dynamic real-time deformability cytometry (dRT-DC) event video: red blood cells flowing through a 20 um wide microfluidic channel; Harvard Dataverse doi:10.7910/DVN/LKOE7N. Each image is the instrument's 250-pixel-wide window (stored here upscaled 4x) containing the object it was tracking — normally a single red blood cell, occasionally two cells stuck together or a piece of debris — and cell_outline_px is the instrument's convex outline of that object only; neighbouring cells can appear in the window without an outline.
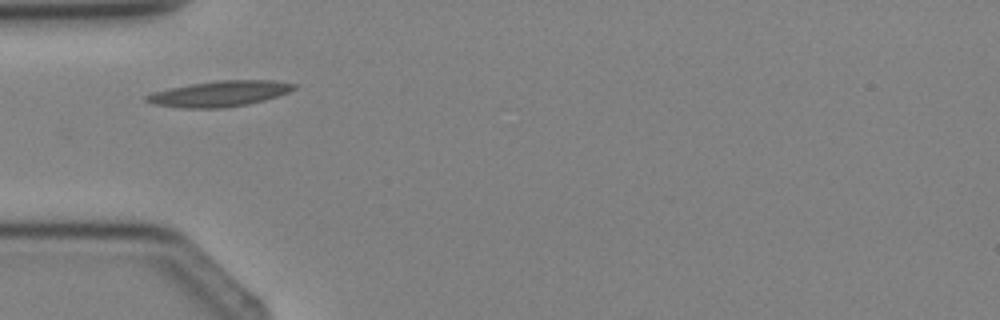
{"species": "Egyptian fruit bat (a non-hibernating species)", "species_latin": "Rousettus aegyptiacus", "temperature_condition": "cold", "stored_images_in_passage": 4, "camera_frame_rate_fps": 3000, "um_per_image_px": 0.085, "animal": {"sex": "female"}, "frame": {"image": 1, "passage_image": 3, "time_ms": 3.333, "image_size_px": [1000, 320], "cell_outline_px": [[296, 88], [288, 92], [264, 100], [248, 104], [224, 108], [180, 108], [152, 104], [144, 100], [144, 96], [152, 92], [192, 84], [220, 80], [272, 80], [296, 84]], "centroid_in_image_um": [18.63, 7.97], "position_along_channel_um": 66.4, "area_um2": 21.96}}
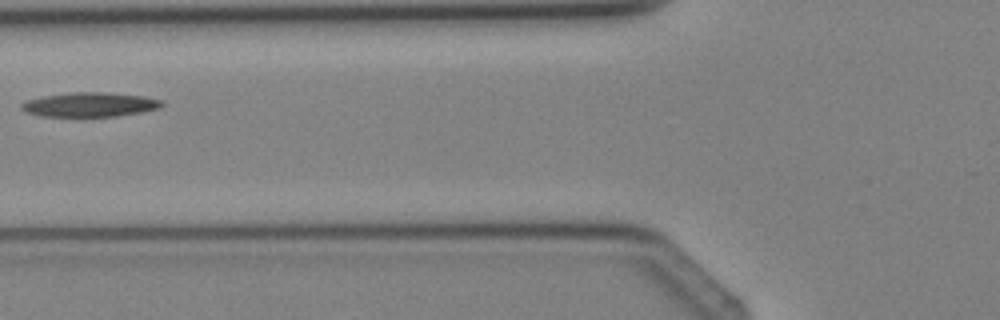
{"frame": {"image": 2, "passage_image": 4, "time_ms": 4.333, "image_size_px": [1000, 320], "cell_outline_px": [[164, 104], [160, 108], [140, 112], [116, 116], [44, 116], [28, 112], [20, 108], [20, 104], [24, 100], [44, 96], [76, 92], [112, 92], [144, 96], [160, 100]], "centroid_in_image_um": [7.64, 8.88], "position_along_channel_um": 118.2, "area_um2": 19.83}}